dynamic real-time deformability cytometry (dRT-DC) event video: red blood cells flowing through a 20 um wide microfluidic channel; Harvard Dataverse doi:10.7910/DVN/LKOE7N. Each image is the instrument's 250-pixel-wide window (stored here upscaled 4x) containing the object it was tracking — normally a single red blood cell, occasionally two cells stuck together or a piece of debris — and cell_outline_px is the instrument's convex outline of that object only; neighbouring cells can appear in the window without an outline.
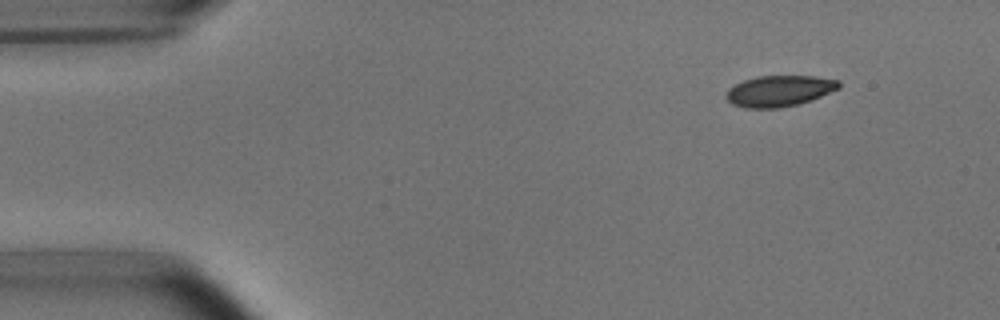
{"species": "common noctule bat (a hibernating species)", "species_latin": "Nyctalus noctula", "temperature_condition": "room temperature", "stored_images_in_passage": 8, "camera_frame_rate_fps": 3000, "um_per_image_px": 0.085, "animal": {"sex": "male", "body_mass_g": 15.6}, "frame": {"image": 1, "passage_image": 1, "time_ms": 0.0, "image_size_px": [1000, 320], "cell_outline_px": [[840, 88], [820, 96], [796, 104], [780, 108], [744, 108], [732, 104], [724, 96], [728, 88], [744, 80], [756, 76], [812, 76], [840, 80]], "centroid_in_image_um": [66.2, 7.72], "position_along_channel_um": 18.8, "area_um2": 20.29}}
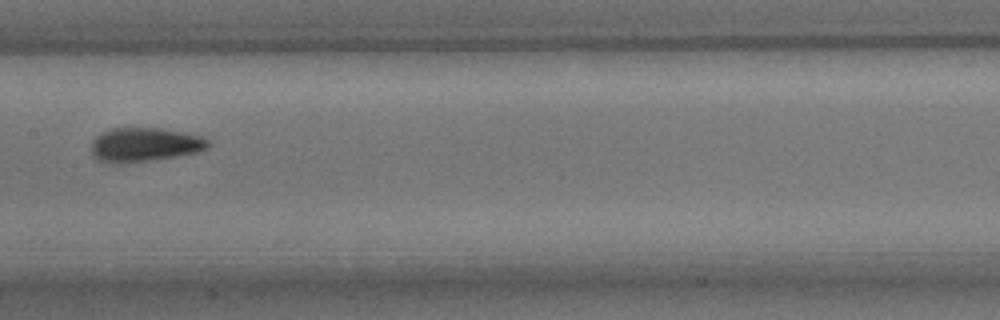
{"frame": {"image": 2, "passage_image": 7, "time_ms": 7.0, "image_size_px": [1000, 320], "cell_outline_px": [[208, 148], [196, 152], [176, 156], [148, 160], [100, 160], [92, 152], [92, 140], [100, 132], [112, 128], [160, 128], [184, 132], [200, 136], [208, 140]], "centroid_in_image_um": [12.33, 12.23], "position_along_channel_um": 195.1, "area_um2": 22.2}}
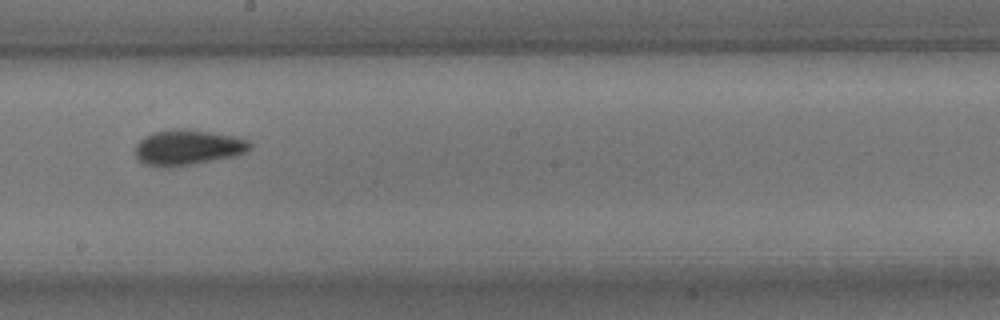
{"frame": {"image": 3, "passage_image": 8, "time_ms": 8.0, "image_size_px": [1000, 320], "cell_outline_px": [[252, 148], [236, 156], [192, 164], [168, 168], [144, 164], [136, 156], [136, 144], [144, 136], [152, 132], [172, 128], [184, 128], [240, 136], [248, 140], [252, 144]], "centroid_in_image_um": [15.99, 12.51], "position_along_channel_um": 232.2, "area_um2": 24.04}}